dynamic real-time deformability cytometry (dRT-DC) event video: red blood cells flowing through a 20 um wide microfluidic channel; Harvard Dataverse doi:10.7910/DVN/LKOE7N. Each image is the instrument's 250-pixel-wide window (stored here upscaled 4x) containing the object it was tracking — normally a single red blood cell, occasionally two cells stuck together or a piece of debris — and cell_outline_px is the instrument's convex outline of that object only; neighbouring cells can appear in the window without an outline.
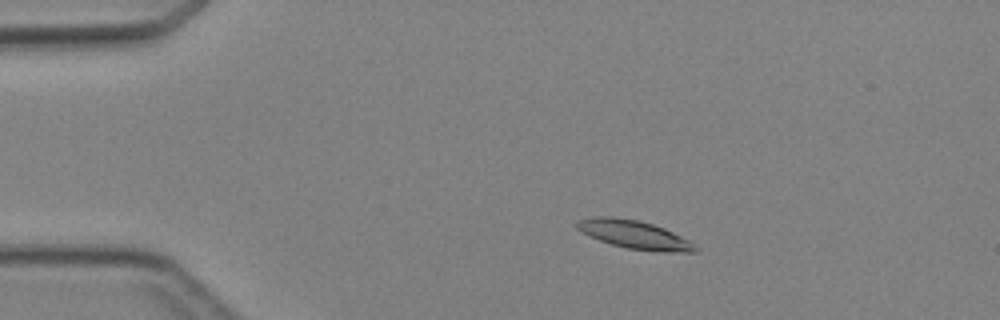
{"species": "Egyptian fruit bat (a non-hibernating species)", "species_latin": "Rousettus aegyptiacus", "temperature_condition": "cold", "stored_images_in_passage": 5, "camera_frame_rate_fps": 3000, "um_per_image_px": 0.085, "animal": {"sex": "female"}, "frame": {"image": 1, "passage_image": 3, "time_ms": 2.333, "image_size_px": [1000, 320], "cell_outline_px": [[696, 252], [664, 252], [628, 248], [612, 244], [588, 236], [580, 232], [576, 228], [576, 224], [580, 220], [592, 216], [616, 216], [640, 220], [664, 228], [688, 240], [696, 248]], "centroid_in_image_um": [53.86, 19.92], "position_along_channel_um": 31.1, "area_um2": 19.42}}
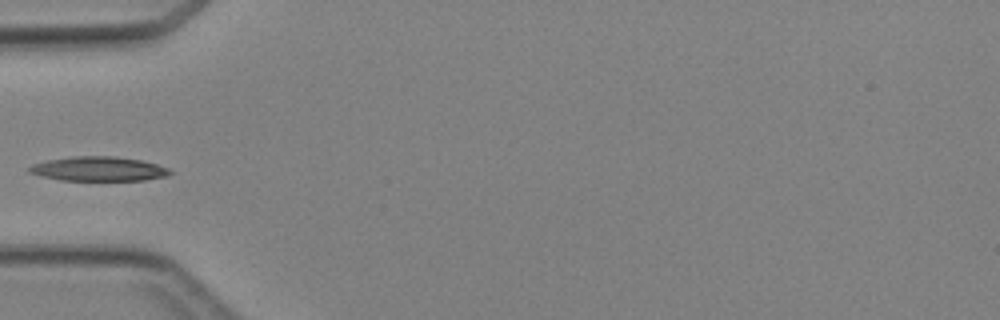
{"frame": {"image": 2, "passage_image": 5, "time_ms": 4.667, "image_size_px": [1000, 320], "cell_outline_px": [[172, 172], [168, 176], [144, 180], [60, 180], [40, 176], [28, 172], [28, 168], [32, 164], [48, 160], [72, 156], [112, 156], [140, 160], [156, 164], [168, 168]], "centroid_in_image_um": [8.36, 14.35], "position_along_channel_um": 76.6, "area_um2": 19.94}}